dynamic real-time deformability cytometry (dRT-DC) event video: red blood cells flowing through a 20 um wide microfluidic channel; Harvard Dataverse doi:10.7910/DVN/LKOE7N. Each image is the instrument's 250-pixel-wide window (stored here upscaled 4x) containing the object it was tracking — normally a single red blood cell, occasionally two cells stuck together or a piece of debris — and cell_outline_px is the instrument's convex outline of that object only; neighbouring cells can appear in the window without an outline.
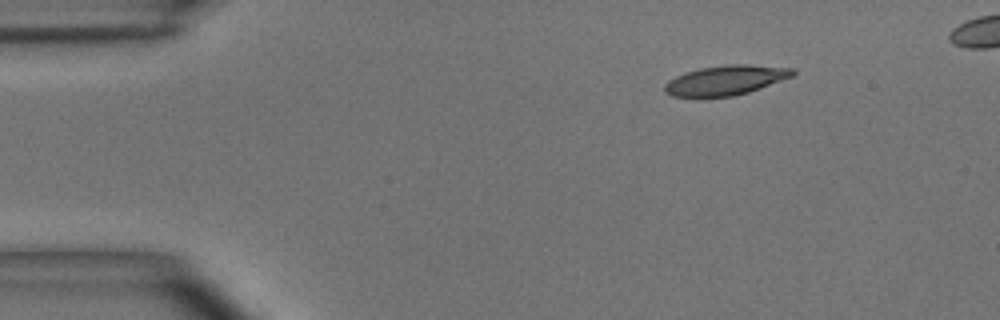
{"species": "common noctule bat (a hibernating species)", "species_latin": "Nyctalus noctula", "temperature_condition": "room temperature", "stored_images_in_passage": 4, "camera_frame_rate_fps": 3000, "um_per_image_px": 0.085, "animal": {"sex": "male", "body_mass_g": 15.6}, "frame": {"image": 1, "passage_image": 1, "time_ms": 0.0, "image_size_px": [1000, 320], "cell_outline_px": [[796, 72], [792, 76], [760, 88], [748, 92], [732, 96], [672, 96], [664, 92], [664, 84], [668, 80], [684, 72], [700, 68], [724, 64], [744, 64], [796, 68]], "centroid_in_image_um": [61.67, 6.8], "position_along_channel_um": 23.3, "area_um2": 22.08}}